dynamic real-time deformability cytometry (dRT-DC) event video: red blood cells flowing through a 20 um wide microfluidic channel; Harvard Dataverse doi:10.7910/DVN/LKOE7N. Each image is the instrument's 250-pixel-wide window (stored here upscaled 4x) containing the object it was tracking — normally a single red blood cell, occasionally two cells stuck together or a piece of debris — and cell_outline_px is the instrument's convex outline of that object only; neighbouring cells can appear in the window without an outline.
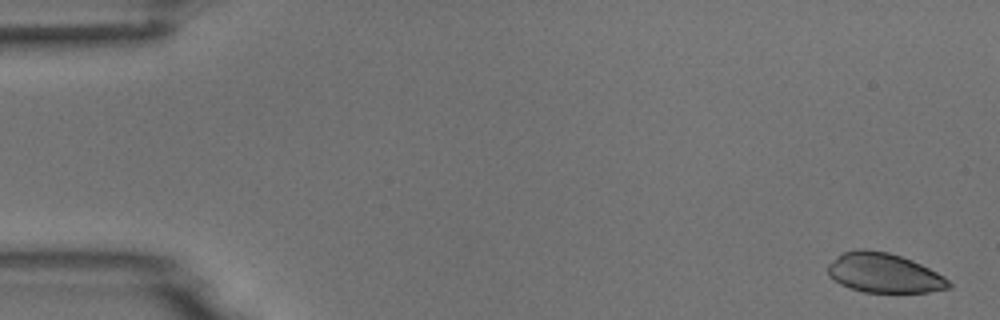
{"species": "common noctule bat (a hibernating species)", "species_latin": "Nyctalus noctula", "temperature_condition": "room temperature", "stored_images_in_passage": 5, "camera_frame_rate_fps": 3000, "um_per_image_px": 0.085, "animal": {"sex": "male", "body_mass_g": 18.8}, "frame": {"image": 1, "passage_image": 1, "time_ms": 0.0, "image_size_px": [1000, 320], "cell_outline_px": [[952, 288], [928, 292], [864, 292], [840, 284], [828, 276], [828, 264], [836, 256], [844, 252], [856, 248], [864, 248], [888, 252], [912, 260], [944, 276], [952, 284]], "centroid_in_image_um": [75.13, 23.19], "position_along_channel_um": 9.9, "area_um2": 27.92}}
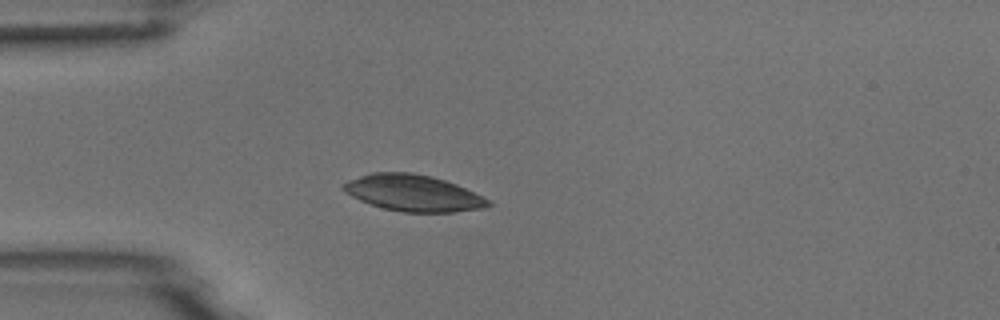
{"frame": {"image": 2, "passage_image": 5, "time_ms": 4.333, "image_size_px": [1000, 320], "cell_outline_px": [[492, 204], [484, 208], [452, 212], [404, 212], [384, 208], [360, 200], [344, 192], [340, 188], [340, 184], [348, 180], [372, 172], [412, 172], [432, 176], [456, 184], [488, 200]], "centroid_in_image_um": [35.06, 16.39], "position_along_channel_um": 49.9, "area_um2": 30.52}}